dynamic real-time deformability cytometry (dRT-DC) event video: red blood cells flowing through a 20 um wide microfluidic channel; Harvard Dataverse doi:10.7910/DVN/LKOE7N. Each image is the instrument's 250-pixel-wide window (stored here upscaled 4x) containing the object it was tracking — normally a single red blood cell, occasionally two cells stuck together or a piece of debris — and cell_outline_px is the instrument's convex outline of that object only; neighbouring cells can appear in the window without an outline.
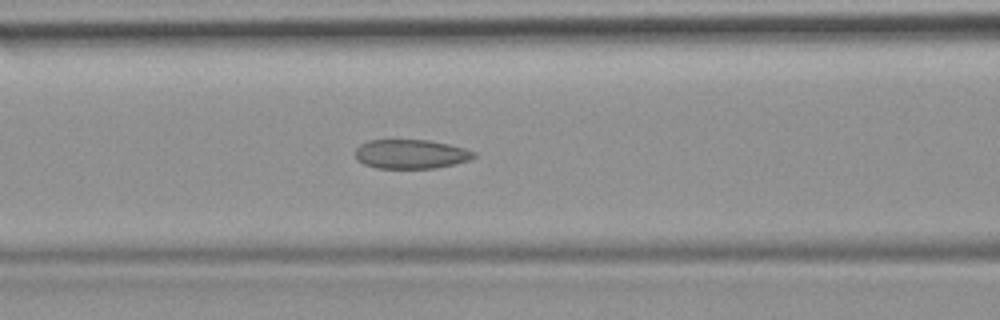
{"species": "common noctule bat (a hibernating species)", "species_latin": "Nyctalus noctula", "temperature_condition": "room temperature", "stored_images_in_passage": 44, "camera_frame_rate_fps": 3000, "um_per_image_px": 0.085, "animal": {"sex": "female", "body_mass_g": 19.9}, "frame": {"image": 1, "passage_image": 13, "time_ms": 4.0, "image_size_px": [1000, 320], "cell_outline_px": [[476, 156], [468, 160], [436, 168], [376, 168], [364, 164], [356, 160], [356, 148], [360, 144], [368, 140], [428, 140], [448, 144], [464, 148], [476, 152]], "centroid_in_image_um": [34.9, 13.09], "position_along_channel_um": 131.7, "area_um2": 20.11}, "authors_computed_cell_mechanics": {"area_um2": 20.7213, "velocity_mm_per_s": 3.889, "shape_relaxation_time_tau1_ms": null, "shape_relaxation_time_tau2_ms": 1.8682, "deformation_change_tau1": null, "deformation_change_tau2": 0.0873}}